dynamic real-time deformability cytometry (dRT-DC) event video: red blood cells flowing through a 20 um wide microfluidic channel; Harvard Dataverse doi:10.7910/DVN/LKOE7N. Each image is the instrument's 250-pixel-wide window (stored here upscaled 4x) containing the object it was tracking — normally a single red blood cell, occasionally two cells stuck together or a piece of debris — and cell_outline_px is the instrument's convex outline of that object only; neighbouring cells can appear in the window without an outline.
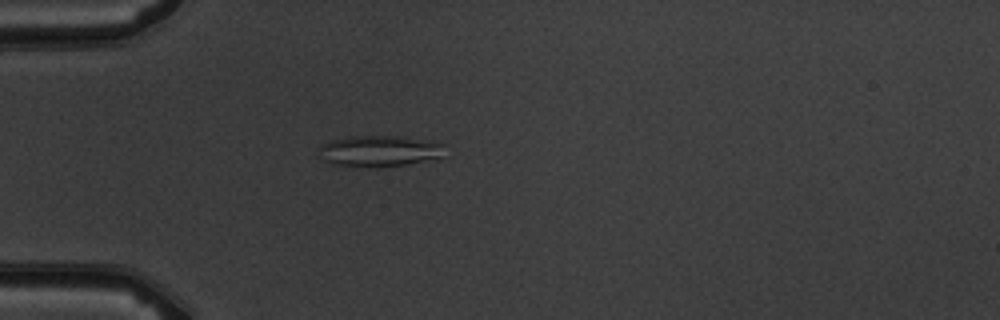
{"species": "common noctule bat (a hibernating species)", "species_latin": "Nyctalus noctula", "temperature_condition": "warm", "stored_images_in_passage": 5, "camera_frame_rate_fps": 3000, "um_per_image_px": 0.085, "animal": {"sex": "male", "body_mass_g": 19.5, "forearm_length_mm": 54.6}, "frame": {"image": 1, "passage_image": 5, "time_ms": 4.667, "image_size_px": [1000, 320], "cell_outline_px": [[444, 160], [404, 164], [332, 164], [324, 160], [320, 148], [320, 144], [332, 140], [356, 136], [396, 136], [444, 144]], "centroid_in_image_um": [32.38, 12.81], "position_along_channel_um": 52.6, "area_um2": 21.85}}